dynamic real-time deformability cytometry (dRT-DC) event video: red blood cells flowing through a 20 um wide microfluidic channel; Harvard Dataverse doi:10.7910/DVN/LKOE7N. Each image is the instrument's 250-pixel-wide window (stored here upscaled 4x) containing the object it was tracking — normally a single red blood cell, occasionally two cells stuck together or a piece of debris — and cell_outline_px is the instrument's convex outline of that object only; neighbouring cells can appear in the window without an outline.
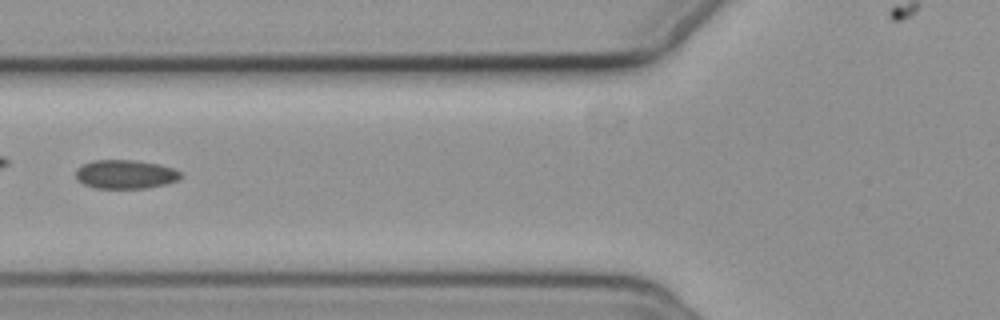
{"species": "common noctule bat (a hibernating species)", "species_latin": "Nyctalus noctula", "temperature_condition": "cold", "stored_images_in_passage": 9, "camera_frame_rate_fps": 3000, "um_per_image_px": 0.085, "animal": {"sex": "female", "body_mass_g": 19.3, "forearm_length_mm": 54.1}, "frame": {"image": 1, "passage_image": 6, "time_ms": 6.667, "image_size_px": [1000, 320], "cell_outline_px": [[184, 176], [180, 180], [168, 184], [144, 188], [96, 188], [84, 184], [76, 180], [76, 168], [92, 160], [136, 160], [160, 164], [172, 168], [180, 172]], "centroid_in_image_um": [10.69, 14.81], "position_along_channel_um": 115.1, "area_um2": 17.86}}
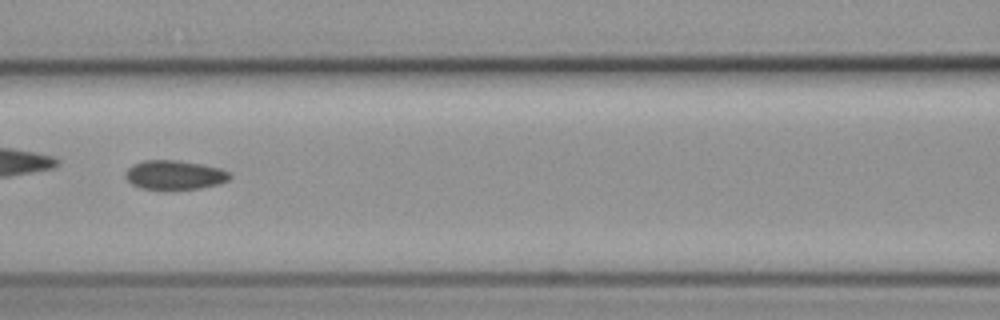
{"frame": {"image": 2, "passage_image": 7, "time_ms": 7.667, "image_size_px": [1000, 320], "cell_outline_px": [[232, 176], [228, 180], [216, 184], [200, 188], [164, 192], [140, 188], [132, 184], [124, 176], [124, 172], [132, 164], [144, 160], [180, 160], [220, 168], [228, 172]], "centroid_in_image_um": [14.78, 14.9], "position_along_channel_um": 151.8, "area_um2": 18.32}}
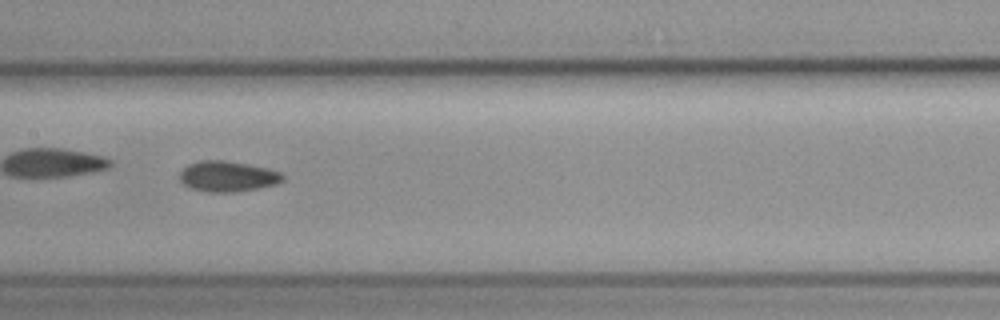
{"frame": {"image": 3, "passage_image": 8, "time_ms": 8.667, "image_size_px": [1000, 320], "cell_outline_px": [[284, 180], [276, 184], [256, 188], [232, 192], [208, 192], [188, 188], [180, 180], [180, 172], [188, 164], [200, 160], [224, 160], [248, 164], [268, 168], [280, 172], [284, 176]], "centroid_in_image_um": [19.33, 14.98], "position_along_channel_um": 188.1, "area_um2": 18.38}}